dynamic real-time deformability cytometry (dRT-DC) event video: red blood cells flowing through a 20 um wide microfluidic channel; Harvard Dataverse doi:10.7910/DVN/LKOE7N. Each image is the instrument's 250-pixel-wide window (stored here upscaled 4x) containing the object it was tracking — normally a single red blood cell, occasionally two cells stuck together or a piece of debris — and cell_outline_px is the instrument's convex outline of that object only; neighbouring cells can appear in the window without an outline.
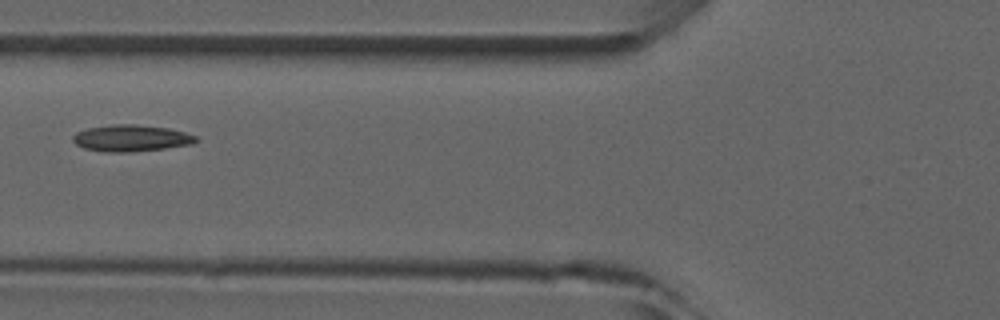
{"species": "common noctule bat (a hibernating species)", "species_latin": "Nyctalus noctula", "temperature_condition": "room temperature", "stored_images_in_passage": 6, "camera_frame_rate_fps": 3000, "um_per_image_px": 0.085, "animal": {"sex": "male", "forearm_length_mm": 52.5}, "frame": {"image": 1, "passage_image": 5, "time_ms": 4.667, "image_size_px": [1000, 320], "cell_outline_px": [[196, 140], [192, 144], [164, 148], [132, 152], [104, 152], [84, 148], [76, 144], [72, 140], [72, 136], [76, 132], [88, 128], [112, 124], [136, 124], [168, 128], [184, 132], [196, 136]], "centroid_in_image_um": [11.1, 11.74], "position_along_channel_um": 114.7, "area_um2": 19.02}}
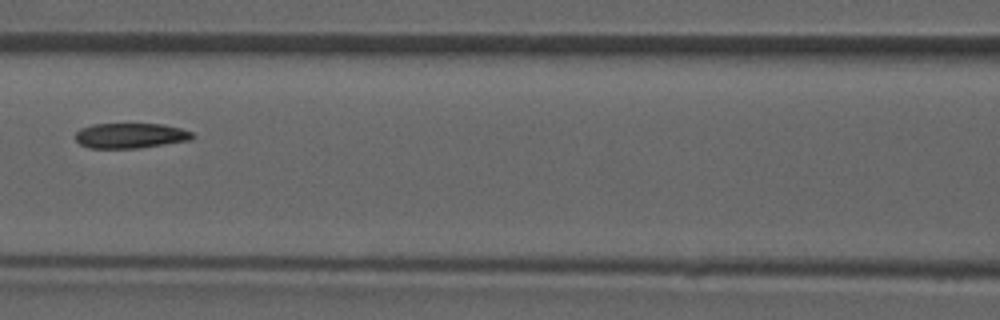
{"frame": {"image": 2, "passage_image": 6, "time_ms": 5.667, "image_size_px": [1000, 320], "cell_outline_px": [[196, 136], [192, 140], [136, 148], [88, 148], [80, 144], [76, 140], [76, 132], [80, 128], [92, 124], [164, 124], [180, 128], [192, 132]], "centroid_in_image_um": [11.1, 11.52], "position_along_channel_um": 155.5, "area_um2": 17.22}}